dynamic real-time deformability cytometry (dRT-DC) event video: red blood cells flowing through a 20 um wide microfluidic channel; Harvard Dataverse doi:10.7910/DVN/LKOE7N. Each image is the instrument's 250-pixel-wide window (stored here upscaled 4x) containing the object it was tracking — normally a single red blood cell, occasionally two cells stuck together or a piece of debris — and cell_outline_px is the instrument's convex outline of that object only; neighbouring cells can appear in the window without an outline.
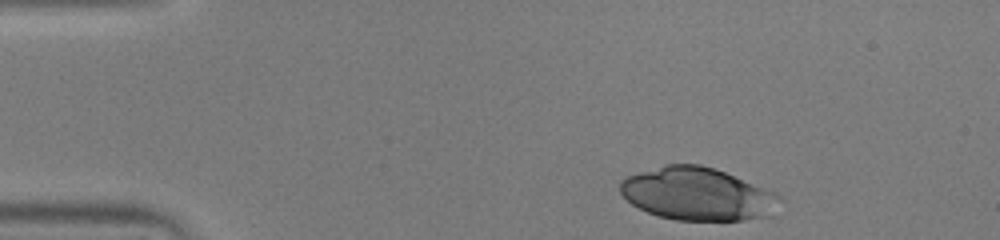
{"species": "human", "species_latin": "Homo sapiens", "temperature_condition": "warm", "stored_images_in_passage": 44, "camera_frame_rate_fps": 3000, "um_per_image_px": 0.085, "donor": {"sex": "male"}, "frame": {"image": 1, "passage_image": 1, "time_ms": 0.0, "image_size_px": [1000, 240], "cell_outline_px": [[784, 200], [776, 216], [744, 220], [676, 220], [660, 216], [648, 212], [632, 204], [620, 192], [620, 180], [628, 176], [664, 164], [700, 164], [716, 168], [776, 192]], "centroid_in_image_um": [59.4, 16.5], "position_along_channel_um": 25.6, "area_um2": 49.77}}
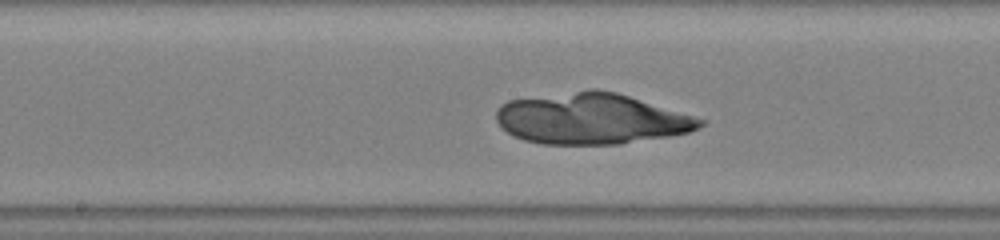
{"frame": {"image": 2, "passage_image": 20, "time_ms": 6.333, "image_size_px": [1000, 240], "cell_outline_px": [[708, 120], [700, 128], [688, 132], [672, 136], [620, 144], [540, 144], [524, 140], [508, 132], [496, 120], [496, 112], [500, 104], [508, 100], [588, 88], [596, 88], [616, 92]], "centroid_in_image_um": [50.28, 10.08], "position_along_channel_um": 197.9, "area_um2": 60.92}}
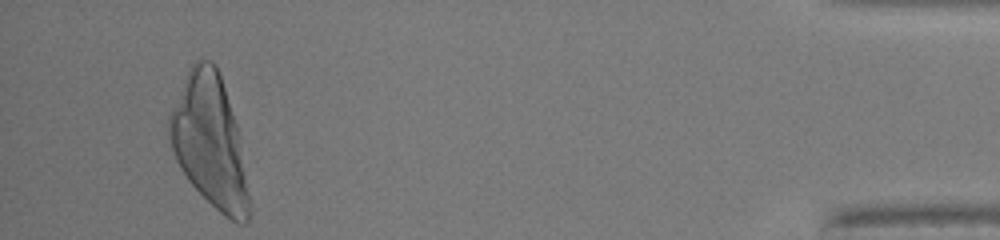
{"frame": {"image": 3, "passage_image": 42, "time_ms": 13.667, "image_size_px": [1000, 240], "cell_outline_px": [[252, 212], [248, 220], [244, 224], [236, 224], [224, 216], [188, 180], [180, 168], [176, 160], [168, 136], [168, 116], [188, 72], [192, 64], [196, 60], [212, 60], [216, 64], [236, 124]], "centroid_in_image_um": [17.82, 12.06], "position_along_channel_um": 417.4, "area_um2": 60.46}}